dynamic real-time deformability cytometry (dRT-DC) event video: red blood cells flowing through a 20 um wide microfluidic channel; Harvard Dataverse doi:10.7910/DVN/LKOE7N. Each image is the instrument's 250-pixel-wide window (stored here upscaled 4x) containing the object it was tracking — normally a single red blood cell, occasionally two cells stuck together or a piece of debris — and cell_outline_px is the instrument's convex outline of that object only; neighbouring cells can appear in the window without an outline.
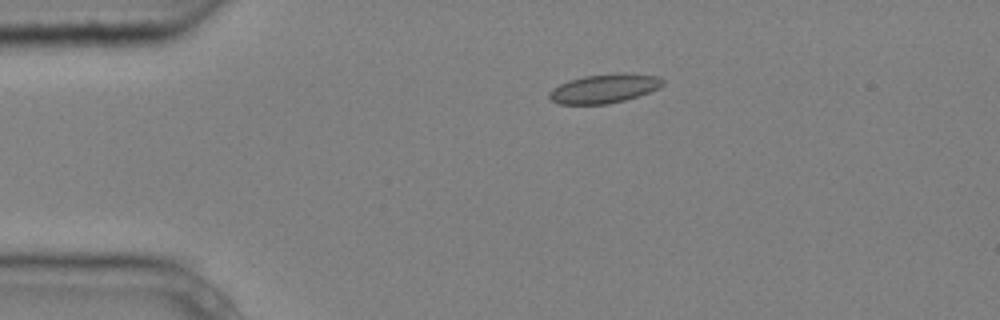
{"species": "common noctule bat (a hibernating species)", "species_latin": "Nyctalus noctula", "temperature_condition": "cold", "stored_images_in_passage": 4, "camera_frame_rate_fps": 3000, "um_per_image_px": 0.085, "animal": {"sex": "male", "body_mass_g": 20.4}, "frame": {"image": 1, "passage_image": 3, "time_ms": 0.667, "image_size_px": [1000, 320], "cell_outline_px": [[664, 84], [660, 88], [624, 100], [608, 104], [560, 104], [552, 100], [548, 96], [548, 92], [552, 88], [568, 80], [584, 76], [624, 72], [660, 76], [664, 80]], "centroid_in_image_um": [51.38, 7.51], "position_along_channel_um": 33.6, "area_um2": 19.31}}